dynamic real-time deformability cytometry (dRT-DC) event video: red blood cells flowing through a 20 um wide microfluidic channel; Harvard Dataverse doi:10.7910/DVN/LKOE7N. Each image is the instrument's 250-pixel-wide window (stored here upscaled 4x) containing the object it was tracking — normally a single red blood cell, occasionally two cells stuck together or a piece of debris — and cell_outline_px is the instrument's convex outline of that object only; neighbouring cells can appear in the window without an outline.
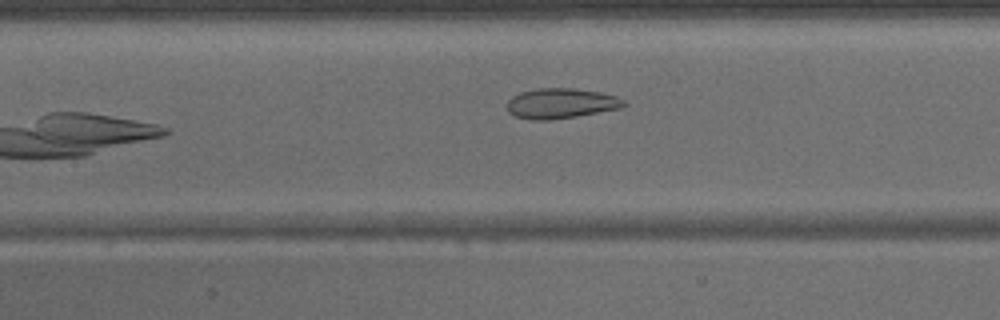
{"species": "common noctule bat (a hibernating species)", "species_latin": "Nyctalus noctula", "temperature_condition": "warm", "stored_images_in_passage": 30, "camera_frame_rate_fps": 3000, "um_per_image_px": 0.085, "animal": {"sex": "male", "body_mass_g": 15.6}, "frame": {"image": 1, "passage_image": 9, "time_ms": 2.667, "image_size_px": [1000, 320], "cell_outline_px": [[628, 104], [620, 108], [576, 116], [548, 120], [532, 120], [516, 116], [508, 112], [508, 100], [512, 96], [520, 92], [536, 88], [576, 88], [600, 92], [616, 96], [624, 100]], "centroid_in_image_um": [47.68, 8.77], "position_along_channel_um": 159.7, "area_um2": 20.52}}
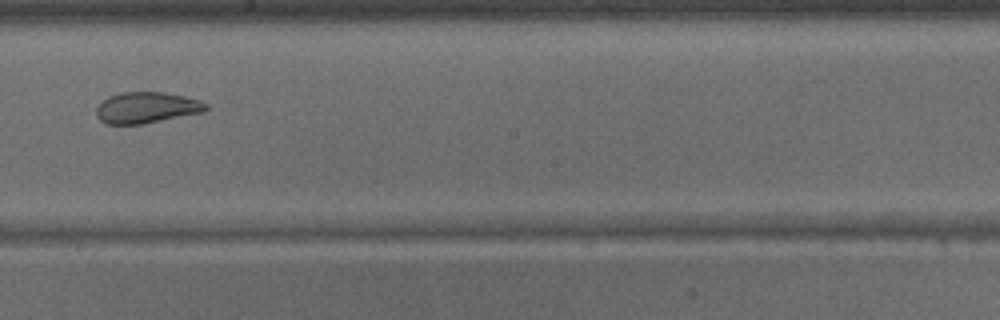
{"frame": {"image": 2, "passage_image": 14, "time_ms": 4.333, "image_size_px": [1000, 320], "cell_outline_px": [[208, 108], [204, 112], [144, 124], [104, 124], [96, 116], [96, 108], [108, 96], [120, 92], [164, 92], [184, 96], [200, 100], [208, 104]], "centroid_in_image_um": [12.47, 9.15], "position_along_channel_um": 235.7, "area_um2": 20.06}}
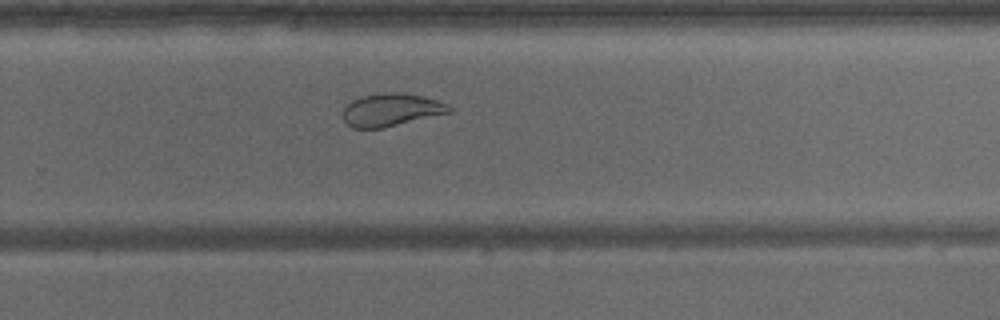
{"frame": {"image": 3, "passage_image": 18, "time_ms": 5.667, "image_size_px": [1000, 320], "cell_outline_px": [[452, 112], [384, 128], [352, 128], [344, 120], [344, 108], [352, 100], [364, 96], [384, 92], [404, 92], [436, 100], [448, 104], [452, 108]], "centroid_in_image_um": [33.27, 9.34], "position_along_channel_um": 296.5, "area_um2": 20.23}}